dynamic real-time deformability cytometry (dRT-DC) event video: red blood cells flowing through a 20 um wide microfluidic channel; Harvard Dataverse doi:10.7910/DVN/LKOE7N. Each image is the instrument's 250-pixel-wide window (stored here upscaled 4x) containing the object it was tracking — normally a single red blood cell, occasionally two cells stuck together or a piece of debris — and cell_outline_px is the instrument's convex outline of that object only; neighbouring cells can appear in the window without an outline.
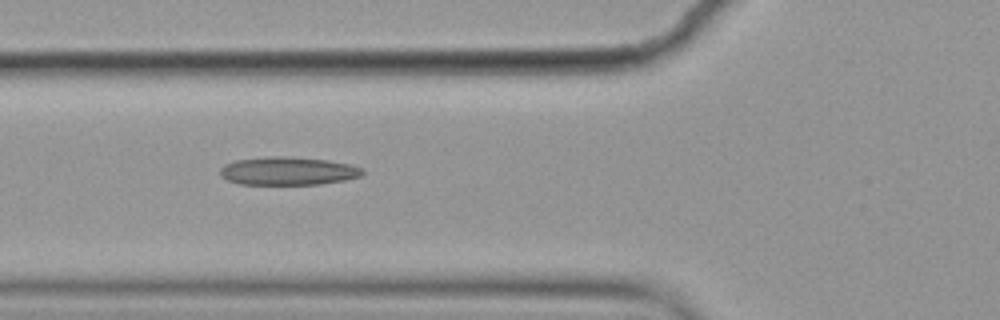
{"species": "common noctule bat (a hibernating species)", "species_latin": "Nyctalus noctula", "temperature_condition": "cold", "stored_images_in_passage": 7, "camera_frame_rate_fps": 3000, "um_per_image_px": 0.085, "animal": {"sex": "female", "body_mass_g": 19.9}, "frame": {"image": 1, "passage_image": 4, "time_ms": 1.0, "image_size_px": [1000, 320], "cell_outline_px": [[364, 172], [360, 176], [344, 180], [320, 184], [240, 184], [228, 180], [220, 176], [220, 168], [224, 164], [236, 160], [268, 156], [288, 156], [328, 160], [352, 164], [364, 168]], "centroid_in_image_um": [24.49, 14.52], "position_along_channel_um": 101.3, "area_um2": 23.52}}
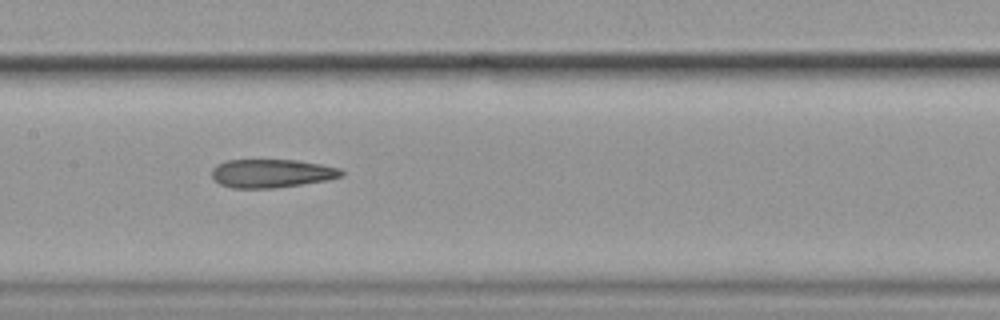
{"frame": {"image": 2, "passage_image": 6, "time_ms": 1.667, "image_size_px": [1000, 320], "cell_outline_px": [[344, 176], [328, 180], [276, 188], [232, 188], [220, 184], [212, 176], [212, 168], [216, 164], [228, 160], [296, 160], [320, 164], [340, 168], [344, 172]], "centroid_in_image_um": [23.1, 14.74], "position_along_channel_um": 184.3, "area_um2": 21.56}}
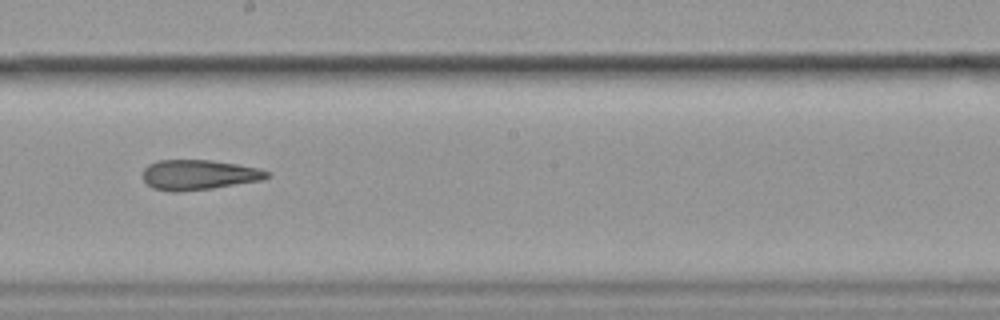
{"frame": {"image": 3, "passage_image": 7, "time_ms": 2.0, "image_size_px": [1000, 320], "cell_outline_px": [[268, 176], [260, 180], [212, 188], [176, 192], [172, 192], [152, 188], [144, 180], [144, 168], [148, 164], [156, 160], [212, 160], [236, 164], [256, 168], [268, 172]], "centroid_in_image_um": [16.82, 14.85], "position_along_channel_um": 231.4, "area_um2": 21.44}}